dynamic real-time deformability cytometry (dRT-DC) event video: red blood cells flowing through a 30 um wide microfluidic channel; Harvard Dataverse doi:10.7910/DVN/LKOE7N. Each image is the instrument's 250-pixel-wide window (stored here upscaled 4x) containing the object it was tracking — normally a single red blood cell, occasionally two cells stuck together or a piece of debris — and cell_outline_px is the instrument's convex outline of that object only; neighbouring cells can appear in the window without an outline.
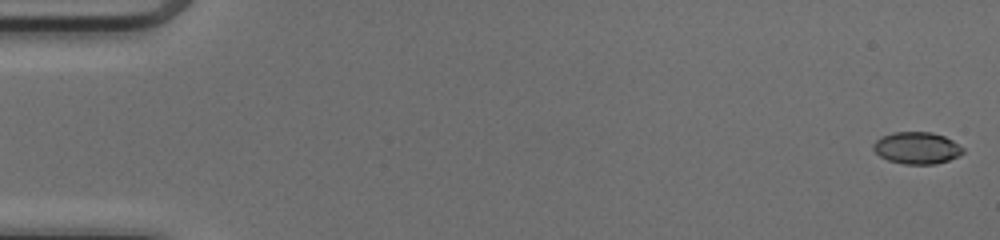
{"species": "common noctule bat (a hibernating species)", "species_latin": "Nyctalus noctula", "temperature_condition": "cold", "stored_images_in_passage": 50, "camera_frame_rate_fps": 3000, "um_per_image_px": 0.085, "animal": {"sex": "female", "body_mass_g": 17.0, "forearm_length_mm": 48.0}, "frame": {"image": 1, "passage_image": 1, "time_ms": 0.0, "image_size_px": [1000, 240], "cell_outline_px": [[964, 152], [948, 160], [936, 164], [904, 164], [888, 160], [880, 156], [872, 148], [872, 144], [880, 136], [892, 132], [932, 132], [944, 136], [952, 140], [964, 148]], "centroid_in_image_um": [77.9, 12.57], "position_along_channel_um": 7.1, "area_um2": 16.7}}
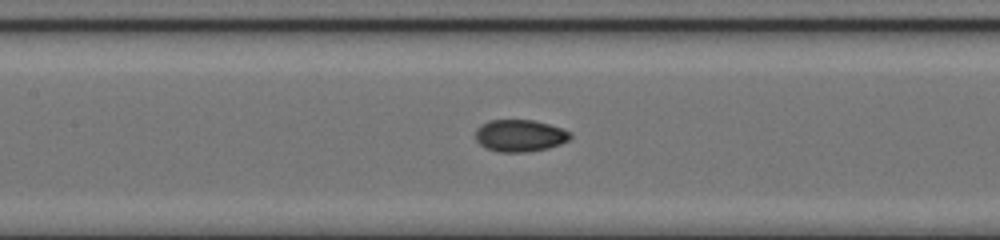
{"frame": {"image": 2, "passage_image": 24, "time_ms": 7.667, "image_size_px": [1000, 240], "cell_outline_px": [[572, 136], [568, 140], [560, 144], [548, 148], [528, 152], [496, 152], [484, 148], [476, 140], [476, 128], [488, 120], [532, 120], [548, 124], [572, 132]], "centroid_in_image_um": [44.17, 11.54], "position_along_channel_um": 163.2, "area_um2": 17.8}}
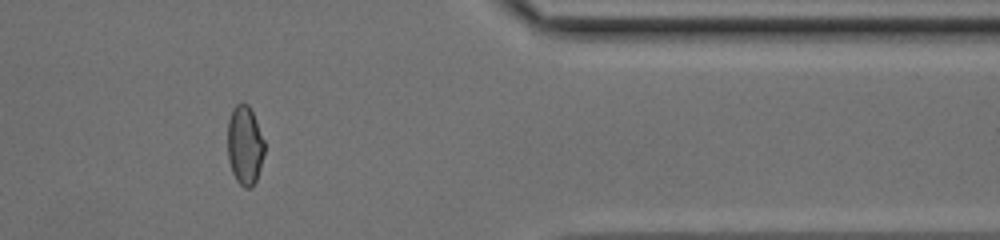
{"frame": {"image": 3, "passage_image": 42, "time_ms": 13.667, "image_size_px": [1000, 240], "cell_outline_px": [[264, 152], [260, 168], [256, 180], [252, 188], [244, 188], [236, 180], [232, 172], [228, 160], [228, 120], [232, 108], [236, 104], [248, 104], [256, 120], [264, 140]], "centroid_in_image_um": [20.8, 12.36], "position_along_channel_um": 390.6, "area_um2": 16.99}, "authors_computed_cell_mechanics": {"area_um2": 17.3111, "velocity_mm_per_s": 4.1479, "shape_relaxation_time_tau1_ms": null, "shape_relaxation_time_tau2_ms": 1.4845, "deformation_change_tau1": null, "deformation_change_tau2": 0.0407}}